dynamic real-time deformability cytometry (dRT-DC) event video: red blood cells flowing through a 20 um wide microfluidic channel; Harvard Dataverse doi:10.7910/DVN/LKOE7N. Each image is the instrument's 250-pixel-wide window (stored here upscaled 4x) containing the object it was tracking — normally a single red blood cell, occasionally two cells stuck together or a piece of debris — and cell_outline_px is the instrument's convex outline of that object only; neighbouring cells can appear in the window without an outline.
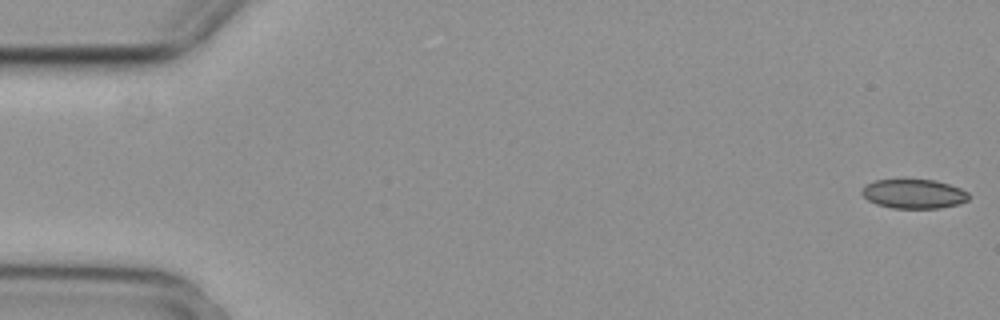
{"species": "common noctule bat (a hibernating species)", "species_latin": "Nyctalus noctula", "temperature_condition": "cold", "stored_images_in_passage": 5, "camera_frame_rate_fps": 3000, "um_per_image_px": 0.085, "animal": {"sex": "female", "body_mass_g": 29.2, "forearm_length_mm": 56.3}, "frame": {"image": 1, "passage_image": 1, "time_ms": 0.0, "image_size_px": [1000, 320], "cell_outline_px": [[968, 200], [956, 204], [940, 208], [892, 208], [876, 204], [868, 200], [860, 192], [864, 184], [876, 180], [904, 176], [936, 180], [960, 188], [968, 192]], "centroid_in_image_um": [77.6, 16.42], "position_along_channel_um": 7.4, "area_um2": 19.02}}